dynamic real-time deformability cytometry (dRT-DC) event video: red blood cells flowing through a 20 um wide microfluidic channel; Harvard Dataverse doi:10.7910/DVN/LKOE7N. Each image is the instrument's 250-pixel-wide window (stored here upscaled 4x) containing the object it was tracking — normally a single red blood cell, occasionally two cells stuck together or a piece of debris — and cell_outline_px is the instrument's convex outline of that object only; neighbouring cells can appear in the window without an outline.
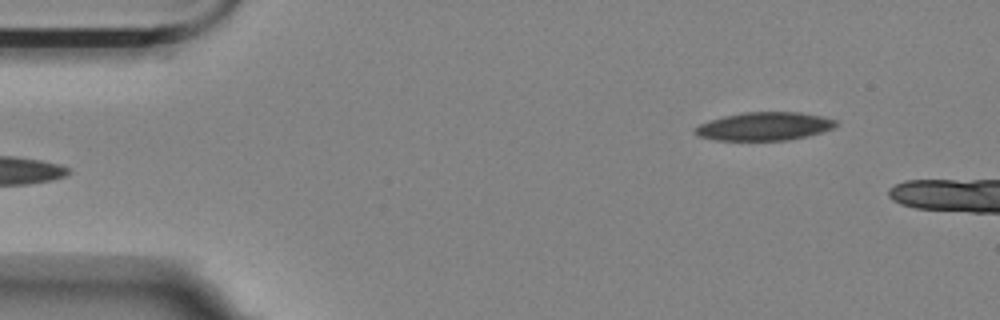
{"species": "Egyptian fruit bat (a non-hibernating species)", "species_latin": "Rousettus aegyptiacus", "temperature_condition": "room temperature", "stored_images_in_passage": 5, "camera_frame_rate_fps": 3000, "um_per_image_px": 0.085, "animal": {"sex": "female"}, "frame": {"image": 1, "passage_image": 1, "time_ms": 0.0, "image_size_px": [1000, 320], "cell_outline_px": [[836, 128], [808, 136], [788, 140], [716, 140], [700, 136], [692, 132], [692, 128], [700, 124], [724, 116], [744, 112], [800, 112], [820, 116], [836, 120]], "centroid_in_image_um": [64.97, 10.74], "position_along_channel_um": 20.0, "area_um2": 23.18}}